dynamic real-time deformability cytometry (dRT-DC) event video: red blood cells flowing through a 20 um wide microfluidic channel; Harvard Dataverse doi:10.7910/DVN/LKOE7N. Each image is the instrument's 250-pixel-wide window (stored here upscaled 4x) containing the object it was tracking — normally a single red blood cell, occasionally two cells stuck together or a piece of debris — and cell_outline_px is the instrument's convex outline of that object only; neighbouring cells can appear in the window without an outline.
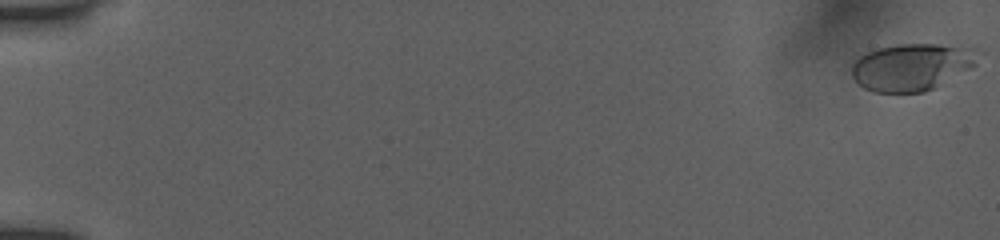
{"species": "human", "species_latin": "Homo sapiens", "temperature_condition": "room temperature", "stored_images_in_passage": 54, "camera_frame_rate_fps": 3000, "um_per_image_px": 0.085, "donor": {"sex": "female"}, "frame": {"image": 1, "passage_image": 1, "time_ms": 0.0, "image_size_px": [1000, 240], "cell_outline_px": [[984, 52], [976, 64], [972, 68], [924, 92], [872, 92], [864, 88], [852, 76], [852, 64], [860, 56], [876, 48], [900, 44], [936, 44], [976, 48]], "centroid_in_image_um": [77.56, 5.67], "position_along_channel_um": 7.4, "area_um2": 34.8}}
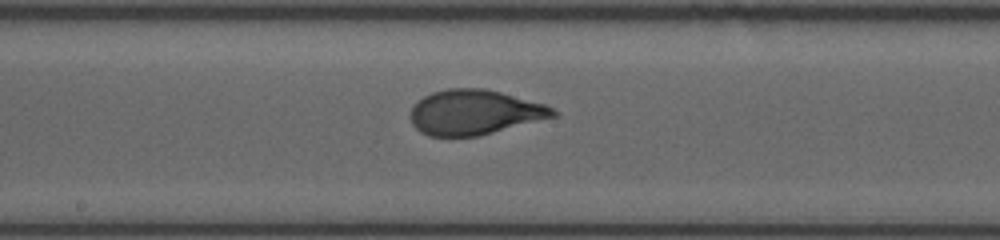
{"frame": {"image": 2, "passage_image": 31, "time_ms": 10.0, "image_size_px": [1000, 240], "cell_outline_px": [[560, 112], [556, 116], [476, 136], [428, 136], [420, 132], [412, 124], [412, 104], [416, 100], [432, 92], [448, 88], [484, 88], [500, 92], [544, 104]], "centroid_in_image_um": [40.3, 9.53], "position_along_channel_um": 207.9, "area_um2": 37.05}}
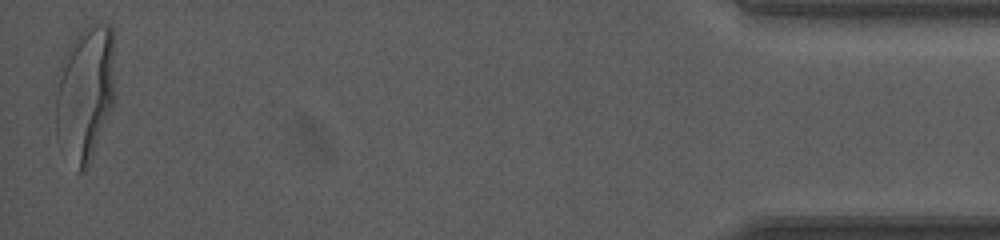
{"frame": {"image": 3, "passage_image": 54, "time_ms": 17.667, "image_size_px": [1000, 240], "cell_outline_px": [[116, 100], [112, 112], [88, 164], [84, 172], [76, 172], [56, 136], [56, 72], [60, 60], [72, 40], [88, 24], [96, 20], [108, 24], [112, 28]], "centroid_in_image_um": [7.25, 7.87], "position_along_channel_um": 428.0, "area_um2": 48.32}, "authors_computed_cell_mechanics": {"area_um2": 36.8764, "velocity_mm_per_s": 3.9125, "shape_relaxation_time_tau1_ms": 3.7611, "shape_relaxation_time_tau2_ms": null, "deformation_change_tau1": 0.1758, "deformation_change_tau2": null}}